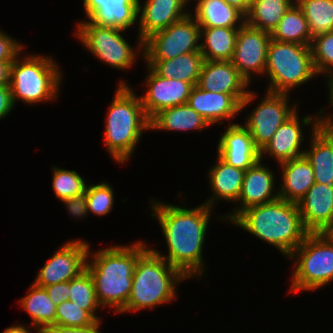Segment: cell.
Wrapping results in <instances>:
<instances>
[{
  "mask_svg": "<svg viewBox=\"0 0 333 333\" xmlns=\"http://www.w3.org/2000/svg\"><path fill=\"white\" fill-rule=\"evenodd\" d=\"M69 300L77 303L81 309L86 310L96 321L101 320L95 312L101 305L97 300L94 283L87 269L69 281Z\"/></svg>",
  "mask_w": 333,
  "mask_h": 333,
  "instance_id": "34",
  "label": "cell"
},
{
  "mask_svg": "<svg viewBox=\"0 0 333 333\" xmlns=\"http://www.w3.org/2000/svg\"><path fill=\"white\" fill-rule=\"evenodd\" d=\"M288 257L295 261L289 293L315 291L333 281V243L323 233H309Z\"/></svg>",
  "mask_w": 333,
  "mask_h": 333,
  "instance_id": "8",
  "label": "cell"
},
{
  "mask_svg": "<svg viewBox=\"0 0 333 333\" xmlns=\"http://www.w3.org/2000/svg\"><path fill=\"white\" fill-rule=\"evenodd\" d=\"M294 3L293 0H252L245 22L271 33Z\"/></svg>",
  "mask_w": 333,
  "mask_h": 333,
  "instance_id": "32",
  "label": "cell"
},
{
  "mask_svg": "<svg viewBox=\"0 0 333 333\" xmlns=\"http://www.w3.org/2000/svg\"><path fill=\"white\" fill-rule=\"evenodd\" d=\"M197 86L223 94H247L249 91L246 89L249 84L231 61L204 60Z\"/></svg>",
  "mask_w": 333,
  "mask_h": 333,
  "instance_id": "22",
  "label": "cell"
},
{
  "mask_svg": "<svg viewBox=\"0 0 333 333\" xmlns=\"http://www.w3.org/2000/svg\"><path fill=\"white\" fill-rule=\"evenodd\" d=\"M87 184L77 171L54 167L52 188L61 201L86 191Z\"/></svg>",
  "mask_w": 333,
  "mask_h": 333,
  "instance_id": "35",
  "label": "cell"
},
{
  "mask_svg": "<svg viewBox=\"0 0 333 333\" xmlns=\"http://www.w3.org/2000/svg\"><path fill=\"white\" fill-rule=\"evenodd\" d=\"M217 155L227 164L247 170L260 160V150L255 146L245 126L229 124L217 145Z\"/></svg>",
  "mask_w": 333,
  "mask_h": 333,
  "instance_id": "19",
  "label": "cell"
},
{
  "mask_svg": "<svg viewBox=\"0 0 333 333\" xmlns=\"http://www.w3.org/2000/svg\"><path fill=\"white\" fill-rule=\"evenodd\" d=\"M99 326H101V321H96L94 324L85 327H63L55 325L46 328L42 333H100Z\"/></svg>",
  "mask_w": 333,
  "mask_h": 333,
  "instance_id": "42",
  "label": "cell"
},
{
  "mask_svg": "<svg viewBox=\"0 0 333 333\" xmlns=\"http://www.w3.org/2000/svg\"><path fill=\"white\" fill-rule=\"evenodd\" d=\"M152 200L151 216L159 221L167 241L168 255L164 256L158 250H153L186 278L201 277L204 273L203 245L213 208L203 203L188 209Z\"/></svg>",
  "mask_w": 333,
  "mask_h": 333,
  "instance_id": "1",
  "label": "cell"
},
{
  "mask_svg": "<svg viewBox=\"0 0 333 333\" xmlns=\"http://www.w3.org/2000/svg\"><path fill=\"white\" fill-rule=\"evenodd\" d=\"M145 83L147 91L142 95L141 101L144 111L151 120L161 110L186 104L194 87L191 83L167 79L158 75L150 66Z\"/></svg>",
  "mask_w": 333,
  "mask_h": 333,
  "instance_id": "15",
  "label": "cell"
},
{
  "mask_svg": "<svg viewBox=\"0 0 333 333\" xmlns=\"http://www.w3.org/2000/svg\"><path fill=\"white\" fill-rule=\"evenodd\" d=\"M327 75H333V69Z\"/></svg>",
  "mask_w": 333,
  "mask_h": 333,
  "instance_id": "50",
  "label": "cell"
},
{
  "mask_svg": "<svg viewBox=\"0 0 333 333\" xmlns=\"http://www.w3.org/2000/svg\"><path fill=\"white\" fill-rule=\"evenodd\" d=\"M323 234L333 243V224L329 226Z\"/></svg>",
  "mask_w": 333,
  "mask_h": 333,
  "instance_id": "49",
  "label": "cell"
},
{
  "mask_svg": "<svg viewBox=\"0 0 333 333\" xmlns=\"http://www.w3.org/2000/svg\"><path fill=\"white\" fill-rule=\"evenodd\" d=\"M311 51L317 74L327 75L333 69V31L314 37Z\"/></svg>",
  "mask_w": 333,
  "mask_h": 333,
  "instance_id": "36",
  "label": "cell"
},
{
  "mask_svg": "<svg viewBox=\"0 0 333 333\" xmlns=\"http://www.w3.org/2000/svg\"><path fill=\"white\" fill-rule=\"evenodd\" d=\"M310 142L304 155L313 167L315 182L333 188V132L323 125L312 128Z\"/></svg>",
  "mask_w": 333,
  "mask_h": 333,
  "instance_id": "23",
  "label": "cell"
},
{
  "mask_svg": "<svg viewBox=\"0 0 333 333\" xmlns=\"http://www.w3.org/2000/svg\"><path fill=\"white\" fill-rule=\"evenodd\" d=\"M88 212L95 215H107L114 207V192L112 186L103 182L86 187Z\"/></svg>",
  "mask_w": 333,
  "mask_h": 333,
  "instance_id": "37",
  "label": "cell"
},
{
  "mask_svg": "<svg viewBox=\"0 0 333 333\" xmlns=\"http://www.w3.org/2000/svg\"><path fill=\"white\" fill-rule=\"evenodd\" d=\"M210 124L188 103L166 108L150 120V129L165 131H202Z\"/></svg>",
  "mask_w": 333,
  "mask_h": 333,
  "instance_id": "28",
  "label": "cell"
},
{
  "mask_svg": "<svg viewBox=\"0 0 333 333\" xmlns=\"http://www.w3.org/2000/svg\"><path fill=\"white\" fill-rule=\"evenodd\" d=\"M11 63L12 62H0V86L9 85Z\"/></svg>",
  "mask_w": 333,
  "mask_h": 333,
  "instance_id": "45",
  "label": "cell"
},
{
  "mask_svg": "<svg viewBox=\"0 0 333 333\" xmlns=\"http://www.w3.org/2000/svg\"><path fill=\"white\" fill-rule=\"evenodd\" d=\"M312 38L333 31V0H296Z\"/></svg>",
  "mask_w": 333,
  "mask_h": 333,
  "instance_id": "33",
  "label": "cell"
},
{
  "mask_svg": "<svg viewBox=\"0 0 333 333\" xmlns=\"http://www.w3.org/2000/svg\"><path fill=\"white\" fill-rule=\"evenodd\" d=\"M189 13L166 29L143 42L145 60H169L189 52L200 51V25Z\"/></svg>",
  "mask_w": 333,
  "mask_h": 333,
  "instance_id": "10",
  "label": "cell"
},
{
  "mask_svg": "<svg viewBox=\"0 0 333 333\" xmlns=\"http://www.w3.org/2000/svg\"><path fill=\"white\" fill-rule=\"evenodd\" d=\"M91 257L86 269L91 274L99 304L120 312L131 293L137 262V242L129 246H110L95 252Z\"/></svg>",
  "mask_w": 333,
  "mask_h": 333,
  "instance_id": "4",
  "label": "cell"
},
{
  "mask_svg": "<svg viewBox=\"0 0 333 333\" xmlns=\"http://www.w3.org/2000/svg\"><path fill=\"white\" fill-rule=\"evenodd\" d=\"M47 294L55 305L69 300V281L46 286Z\"/></svg>",
  "mask_w": 333,
  "mask_h": 333,
  "instance_id": "41",
  "label": "cell"
},
{
  "mask_svg": "<svg viewBox=\"0 0 333 333\" xmlns=\"http://www.w3.org/2000/svg\"><path fill=\"white\" fill-rule=\"evenodd\" d=\"M230 6L235 7L244 16H246L250 10L252 0H225Z\"/></svg>",
  "mask_w": 333,
  "mask_h": 333,
  "instance_id": "44",
  "label": "cell"
},
{
  "mask_svg": "<svg viewBox=\"0 0 333 333\" xmlns=\"http://www.w3.org/2000/svg\"><path fill=\"white\" fill-rule=\"evenodd\" d=\"M77 24L75 34L92 55L115 69L133 66L137 53L120 34L125 30L95 25L89 20Z\"/></svg>",
  "mask_w": 333,
  "mask_h": 333,
  "instance_id": "9",
  "label": "cell"
},
{
  "mask_svg": "<svg viewBox=\"0 0 333 333\" xmlns=\"http://www.w3.org/2000/svg\"><path fill=\"white\" fill-rule=\"evenodd\" d=\"M319 114L316 118L313 116H303L299 121L298 114L291 116L285 123H283L278 130L274 133L271 140L260 151V160L267 154L275 158L278 164L301 157L305 154V150L300 149L304 141L301 124L305 127L317 128L320 125L319 115L324 113V109L318 110ZM301 123V124H300Z\"/></svg>",
  "mask_w": 333,
  "mask_h": 333,
  "instance_id": "16",
  "label": "cell"
},
{
  "mask_svg": "<svg viewBox=\"0 0 333 333\" xmlns=\"http://www.w3.org/2000/svg\"><path fill=\"white\" fill-rule=\"evenodd\" d=\"M148 245L137 241V262L126 306L119 312H132L171 302L178 282L187 278Z\"/></svg>",
  "mask_w": 333,
  "mask_h": 333,
  "instance_id": "3",
  "label": "cell"
},
{
  "mask_svg": "<svg viewBox=\"0 0 333 333\" xmlns=\"http://www.w3.org/2000/svg\"><path fill=\"white\" fill-rule=\"evenodd\" d=\"M271 39L311 46L312 36L302 9L295 2L270 33Z\"/></svg>",
  "mask_w": 333,
  "mask_h": 333,
  "instance_id": "31",
  "label": "cell"
},
{
  "mask_svg": "<svg viewBox=\"0 0 333 333\" xmlns=\"http://www.w3.org/2000/svg\"><path fill=\"white\" fill-rule=\"evenodd\" d=\"M189 1L191 0H146L141 6L139 0V44L136 49H141L143 53V42L146 39L187 16L190 11H187L185 7Z\"/></svg>",
  "mask_w": 333,
  "mask_h": 333,
  "instance_id": "17",
  "label": "cell"
},
{
  "mask_svg": "<svg viewBox=\"0 0 333 333\" xmlns=\"http://www.w3.org/2000/svg\"><path fill=\"white\" fill-rule=\"evenodd\" d=\"M327 81H328V83H327V85H328V88H329V103L331 104L330 106H332V108H333V75H328V77H327Z\"/></svg>",
  "mask_w": 333,
  "mask_h": 333,
  "instance_id": "48",
  "label": "cell"
},
{
  "mask_svg": "<svg viewBox=\"0 0 333 333\" xmlns=\"http://www.w3.org/2000/svg\"><path fill=\"white\" fill-rule=\"evenodd\" d=\"M90 245L75 239L64 243L40 269L34 284L46 287L60 282H68L86 270L91 256Z\"/></svg>",
  "mask_w": 333,
  "mask_h": 333,
  "instance_id": "12",
  "label": "cell"
},
{
  "mask_svg": "<svg viewBox=\"0 0 333 333\" xmlns=\"http://www.w3.org/2000/svg\"><path fill=\"white\" fill-rule=\"evenodd\" d=\"M96 320L77 303L70 300L64 301L57 306L55 325L63 327H85L92 325Z\"/></svg>",
  "mask_w": 333,
  "mask_h": 333,
  "instance_id": "38",
  "label": "cell"
},
{
  "mask_svg": "<svg viewBox=\"0 0 333 333\" xmlns=\"http://www.w3.org/2000/svg\"><path fill=\"white\" fill-rule=\"evenodd\" d=\"M196 1L193 16L200 27L240 28L245 23V16L225 0Z\"/></svg>",
  "mask_w": 333,
  "mask_h": 333,
  "instance_id": "27",
  "label": "cell"
},
{
  "mask_svg": "<svg viewBox=\"0 0 333 333\" xmlns=\"http://www.w3.org/2000/svg\"><path fill=\"white\" fill-rule=\"evenodd\" d=\"M62 202L65 204L73 218H83L89 214L87 207L86 191L68 199H64L62 200Z\"/></svg>",
  "mask_w": 333,
  "mask_h": 333,
  "instance_id": "40",
  "label": "cell"
},
{
  "mask_svg": "<svg viewBox=\"0 0 333 333\" xmlns=\"http://www.w3.org/2000/svg\"><path fill=\"white\" fill-rule=\"evenodd\" d=\"M319 117V121H320V125L323 126H327L332 132H333V118L332 116H329L327 114V116H318Z\"/></svg>",
  "mask_w": 333,
  "mask_h": 333,
  "instance_id": "47",
  "label": "cell"
},
{
  "mask_svg": "<svg viewBox=\"0 0 333 333\" xmlns=\"http://www.w3.org/2000/svg\"><path fill=\"white\" fill-rule=\"evenodd\" d=\"M270 40V32L254 28L246 22L239 28L231 62L248 84L252 82V73H265Z\"/></svg>",
  "mask_w": 333,
  "mask_h": 333,
  "instance_id": "13",
  "label": "cell"
},
{
  "mask_svg": "<svg viewBox=\"0 0 333 333\" xmlns=\"http://www.w3.org/2000/svg\"><path fill=\"white\" fill-rule=\"evenodd\" d=\"M274 175L269 167L264 166L259 160L252 167L247 169L244 174L241 192L238 198L240 207L226 216H220L232 221L246 208L272 202L279 198V191L275 190ZM275 190V191H273ZM273 192H275L273 194ZM227 217V218H226Z\"/></svg>",
  "mask_w": 333,
  "mask_h": 333,
  "instance_id": "18",
  "label": "cell"
},
{
  "mask_svg": "<svg viewBox=\"0 0 333 333\" xmlns=\"http://www.w3.org/2000/svg\"><path fill=\"white\" fill-rule=\"evenodd\" d=\"M289 94L266 91L264 99L245 120L255 146L261 151L278 128L297 113L296 104L290 106Z\"/></svg>",
  "mask_w": 333,
  "mask_h": 333,
  "instance_id": "11",
  "label": "cell"
},
{
  "mask_svg": "<svg viewBox=\"0 0 333 333\" xmlns=\"http://www.w3.org/2000/svg\"><path fill=\"white\" fill-rule=\"evenodd\" d=\"M30 331L31 330H29V328H27L25 324H19L6 328L3 333H32V331Z\"/></svg>",
  "mask_w": 333,
  "mask_h": 333,
  "instance_id": "46",
  "label": "cell"
},
{
  "mask_svg": "<svg viewBox=\"0 0 333 333\" xmlns=\"http://www.w3.org/2000/svg\"><path fill=\"white\" fill-rule=\"evenodd\" d=\"M14 108L11 97L10 85H1L0 86V119H3L7 116L10 111Z\"/></svg>",
  "mask_w": 333,
  "mask_h": 333,
  "instance_id": "43",
  "label": "cell"
},
{
  "mask_svg": "<svg viewBox=\"0 0 333 333\" xmlns=\"http://www.w3.org/2000/svg\"><path fill=\"white\" fill-rule=\"evenodd\" d=\"M24 45L0 30V62H13L15 57L24 50Z\"/></svg>",
  "mask_w": 333,
  "mask_h": 333,
  "instance_id": "39",
  "label": "cell"
},
{
  "mask_svg": "<svg viewBox=\"0 0 333 333\" xmlns=\"http://www.w3.org/2000/svg\"><path fill=\"white\" fill-rule=\"evenodd\" d=\"M280 167L282 183L278 187L279 198L298 203L315 183L313 167L305 155L282 162Z\"/></svg>",
  "mask_w": 333,
  "mask_h": 333,
  "instance_id": "24",
  "label": "cell"
},
{
  "mask_svg": "<svg viewBox=\"0 0 333 333\" xmlns=\"http://www.w3.org/2000/svg\"><path fill=\"white\" fill-rule=\"evenodd\" d=\"M298 207L305 229L309 233H323L333 224V188L315 182Z\"/></svg>",
  "mask_w": 333,
  "mask_h": 333,
  "instance_id": "20",
  "label": "cell"
},
{
  "mask_svg": "<svg viewBox=\"0 0 333 333\" xmlns=\"http://www.w3.org/2000/svg\"><path fill=\"white\" fill-rule=\"evenodd\" d=\"M288 257L306 238L298 203L278 198L243 210L233 221Z\"/></svg>",
  "mask_w": 333,
  "mask_h": 333,
  "instance_id": "2",
  "label": "cell"
},
{
  "mask_svg": "<svg viewBox=\"0 0 333 333\" xmlns=\"http://www.w3.org/2000/svg\"><path fill=\"white\" fill-rule=\"evenodd\" d=\"M158 75L197 85L204 57L200 51L189 52L169 60H145Z\"/></svg>",
  "mask_w": 333,
  "mask_h": 333,
  "instance_id": "26",
  "label": "cell"
},
{
  "mask_svg": "<svg viewBox=\"0 0 333 333\" xmlns=\"http://www.w3.org/2000/svg\"><path fill=\"white\" fill-rule=\"evenodd\" d=\"M209 170V184L214 194L204 204L213 208L219 198L236 203L241 192L245 170L227 164L219 156L215 166L213 165Z\"/></svg>",
  "mask_w": 333,
  "mask_h": 333,
  "instance_id": "25",
  "label": "cell"
},
{
  "mask_svg": "<svg viewBox=\"0 0 333 333\" xmlns=\"http://www.w3.org/2000/svg\"><path fill=\"white\" fill-rule=\"evenodd\" d=\"M20 52L10 66V89L15 102L34 105L39 102L54 100L58 96L62 73L57 63L49 56H25L20 59ZM21 60V61H20ZM17 100V101H16Z\"/></svg>",
  "mask_w": 333,
  "mask_h": 333,
  "instance_id": "6",
  "label": "cell"
},
{
  "mask_svg": "<svg viewBox=\"0 0 333 333\" xmlns=\"http://www.w3.org/2000/svg\"><path fill=\"white\" fill-rule=\"evenodd\" d=\"M200 52L207 61H231L239 28L200 27Z\"/></svg>",
  "mask_w": 333,
  "mask_h": 333,
  "instance_id": "29",
  "label": "cell"
},
{
  "mask_svg": "<svg viewBox=\"0 0 333 333\" xmlns=\"http://www.w3.org/2000/svg\"><path fill=\"white\" fill-rule=\"evenodd\" d=\"M28 291L19 303L30 315L33 329L42 333L46 328L55 326L57 305L51 301L45 287L33 283Z\"/></svg>",
  "mask_w": 333,
  "mask_h": 333,
  "instance_id": "30",
  "label": "cell"
},
{
  "mask_svg": "<svg viewBox=\"0 0 333 333\" xmlns=\"http://www.w3.org/2000/svg\"><path fill=\"white\" fill-rule=\"evenodd\" d=\"M139 0H83L87 19L99 26L127 30L138 18Z\"/></svg>",
  "mask_w": 333,
  "mask_h": 333,
  "instance_id": "21",
  "label": "cell"
},
{
  "mask_svg": "<svg viewBox=\"0 0 333 333\" xmlns=\"http://www.w3.org/2000/svg\"><path fill=\"white\" fill-rule=\"evenodd\" d=\"M256 97L254 92L247 94H223L203 90L195 85L188 98V104L212 125L222 120L234 119L242 109Z\"/></svg>",
  "mask_w": 333,
  "mask_h": 333,
  "instance_id": "14",
  "label": "cell"
},
{
  "mask_svg": "<svg viewBox=\"0 0 333 333\" xmlns=\"http://www.w3.org/2000/svg\"><path fill=\"white\" fill-rule=\"evenodd\" d=\"M265 74H268L270 79L267 91L289 94L293 88L318 75L313 63L311 46L271 39Z\"/></svg>",
  "mask_w": 333,
  "mask_h": 333,
  "instance_id": "7",
  "label": "cell"
},
{
  "mask_svg": "<svg viewBox=\"0 0 333 333\" xmlns=\"http://www.w3.org/2000/svg\"><path fill=\"white\" fill-rule=\"evenodd\" d=\"M114 95L105 122L104 142L114 161L123 163L131 157L143 131L150 130V119L129 84L120 81Z\"/></svg>",
  "mask_w": 333,
  "mask_h": 333,
  "instance_id": "5",
  "label": "cell"
}]
</instances>
